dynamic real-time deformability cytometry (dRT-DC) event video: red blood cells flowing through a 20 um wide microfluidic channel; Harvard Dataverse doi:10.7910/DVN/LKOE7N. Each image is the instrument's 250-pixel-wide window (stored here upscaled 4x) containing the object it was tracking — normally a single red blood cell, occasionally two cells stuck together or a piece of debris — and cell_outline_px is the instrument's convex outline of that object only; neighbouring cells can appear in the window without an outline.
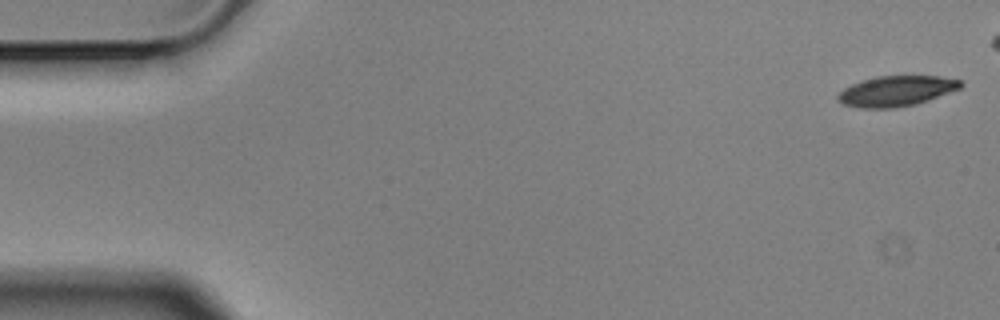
{"species": "Egyptian fruit bat (a non-hibernating species)", "species_latin": "Rousettus aegyptiacus", "temperature_condition": "cold", "stored_images_in_passage": 5, "camera_frame_rate_fps": 3000, "um_per_image_px": 0.085, "animal": {"sex": "male"}, "frame": {"image": 1, "passage_image": 1, "time_ms": 0.0, "image_size_px": [1000, 320], "cell_outline_px": [[964, 84], [960, 88], [928, 100], [916, 104], [896, 108], [860, 108], [844, 104], [836, 100], [836, 96], [844, 88], [852, 84], [876, 76], [940, 76], [960, 80]], "centroid_in_image_um": [76.17, 7.74], "position_along_channel_um": 8.8, "area_um2": 21.68}}